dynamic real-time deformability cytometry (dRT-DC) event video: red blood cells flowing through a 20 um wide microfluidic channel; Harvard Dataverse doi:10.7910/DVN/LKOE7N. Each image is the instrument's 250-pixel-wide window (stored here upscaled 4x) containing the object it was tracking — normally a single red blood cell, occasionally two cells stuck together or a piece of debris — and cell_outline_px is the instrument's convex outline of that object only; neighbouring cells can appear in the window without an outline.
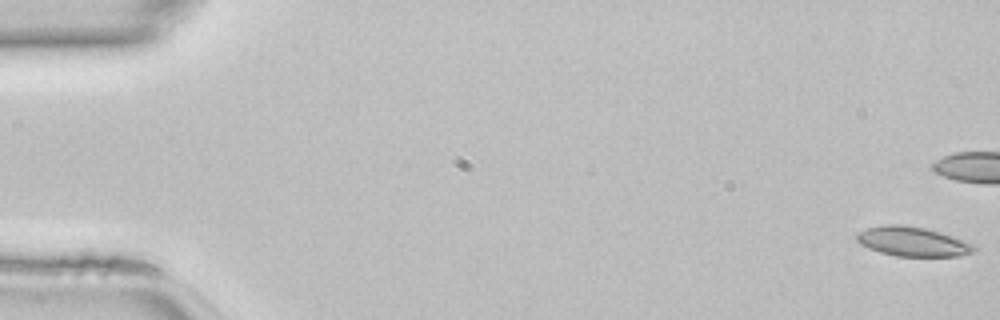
{"species": "common noctule bat (a hibernating species)", "species_latin": "Nyctalus noctula", "temperature_condition": "room temperature", "stored_images_in_passage": 48, "camera_frame_rate_fps": 3000, "um_per_image_px": 0.085, "animal": {"sex": "female", "body_mass_g": 22.7, "forearm_length_mm": 54.2}, "frame": {"image": 1, "passage_image": 1, "time_ms": 0.0, "image_size_px": [1000, 320], "cell_outline_px": [[976, 248], [972, 252], [960, 256], [896, 256], [880, 252], [868, 248], [860, 244], [856, 240], [856, 236], [860, 232], [868, 228], [884, 224], [900, 224], [924, 228], [940, 232], [964, 240], [972, 244]], "centroid_in_image_um": [77.55, 20.53], "position_along_channel_um": 7.4, "area_um2": 20.0}}